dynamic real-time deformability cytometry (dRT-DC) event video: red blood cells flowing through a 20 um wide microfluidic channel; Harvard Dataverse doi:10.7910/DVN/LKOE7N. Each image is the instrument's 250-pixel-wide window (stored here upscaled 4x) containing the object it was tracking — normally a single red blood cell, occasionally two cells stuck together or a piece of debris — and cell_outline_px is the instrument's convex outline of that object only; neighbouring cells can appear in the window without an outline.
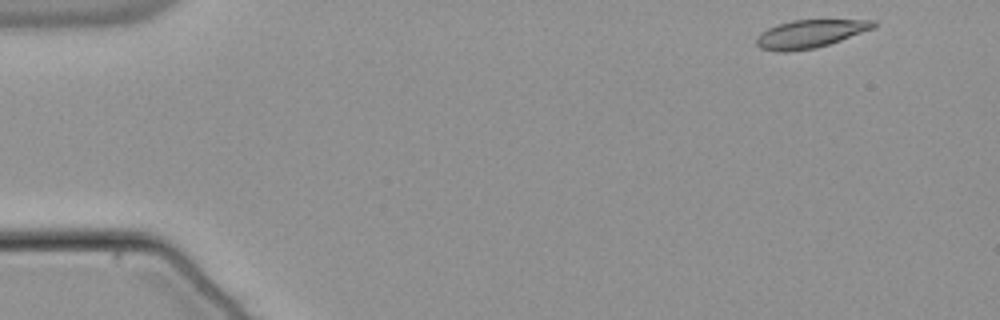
{"species": "common noctule bat (a hibernating species)", "species_latin": "Nyctalus noctula", "temperature_condition": "warm", "stored_images_in_passage": 50, "camera_frame_rate_fps": 3000, "um_per_image_px": 0.085, "animal": {"sex": "male", "body_mass_g": 21.5, "forearm_length_mm": 52.0}, "frame": {"image": 1, "passage_image": 1, "time_ms": 0.0, "image_size_px": [1000, 320], "cell_outline_px": [[876, 28], [816, 48], [784, 52], [776, 52], [760, 48], [756, 44], [756, 36], [760, 32], [776, 24], [792, 20], [876, 20]], "centroid_in_image_um": [68.82, 2.87], "position_along_channel_um": 16.2, "area_um2": 19.25}}
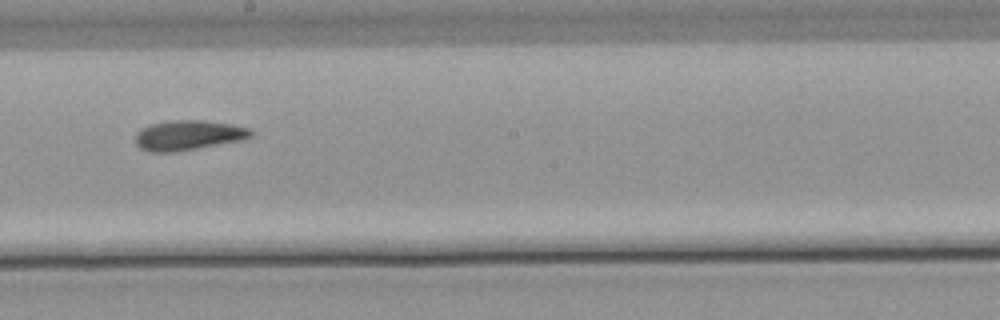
{"frame": {"image": 2, "passage_image": 27, "time_ms": 8.667, "image_size_px": [1000, 320], "cell_outline_px": [[252, 136], [240, 140], [196, 148], [172, 152], [148, 152], [140, 148], [136, 144], [136, 132], [140, 128], [148, 124], [168, 120], [204, 120], [232, 124], [248, 128], [252, 132]], "centroid_in_image_um": [15.94, 11.48], "position_along_channel_um": 232.3, "area_um2": 20.11}}
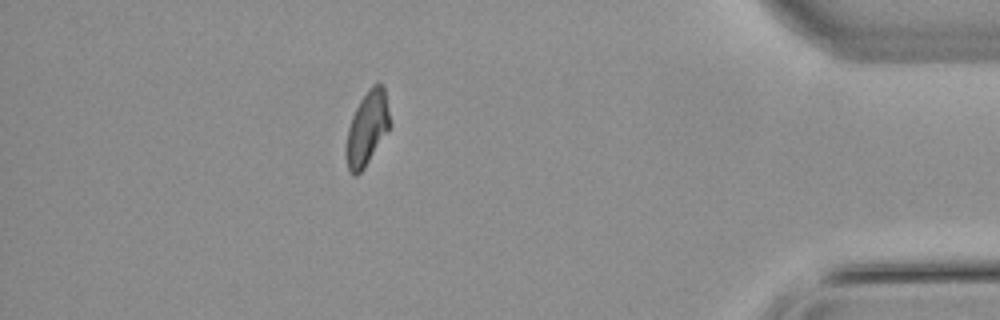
{"frame": {"image": 3, "passage_image": 44, "time_ms": 14.333, "image_size_px": [1000, 320], "cell_outline_px": [[392, 124], [364, 168], [356, 176], [352, 176], [348, 168], [344, 156], [344, 148], [348, 128], [352, 116], [360, 100], [368, 88], [376, 80], [380, 80], [384, 84]], "centroid_in_image_um": [31.21, 10.86], "position_along_channel_um": 404.0, "area_um2": 19.48}, "authors_computed_cell_mechanics": {"area_um2": 19.4208, "velocity_mm_per_s": 3.8136, "shape_relaxation_time_tau1_ms": null, "shape_relaxation_time_tau2_ms": 2.982, "deformation_change_tau1": null, "deformation_change_tau2": 0.0982}}